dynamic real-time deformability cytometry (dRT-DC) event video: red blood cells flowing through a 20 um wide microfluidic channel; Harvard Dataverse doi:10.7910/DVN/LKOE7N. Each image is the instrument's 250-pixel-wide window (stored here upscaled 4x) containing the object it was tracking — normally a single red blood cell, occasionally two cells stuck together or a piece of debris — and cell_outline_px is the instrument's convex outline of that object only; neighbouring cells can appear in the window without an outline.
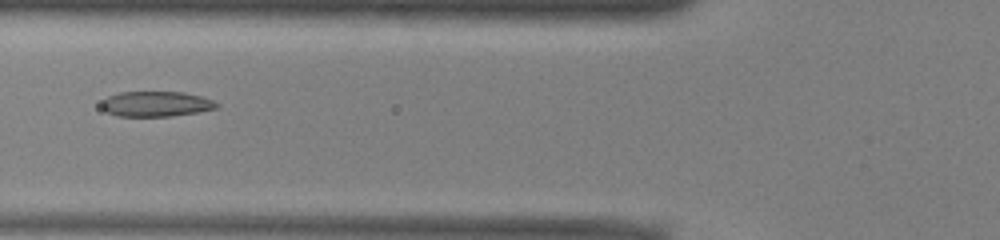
{"species": "common noctule bat (a hibernating species)", "species_latin": "Nyctalus noctula", "temperature_condition": "warm", "stored_images_in_passage": 36, "camera_frame_rate_fps": 3000, "um_per_image_px": 0.085, "animal": {"sex": "male", "body_mass_g": 13.0, "forearm_length_mm": 53.1}, "frame": {"image": 1, "passage_image": 4, "time_ms": 1.0, "image_size_px": [1000, 240], "cell_outline_px": [[220, 104], [216, 108], [196, 112], [172, 116], [116, 116], [108, 112], [100, 104], [108, 96], [120, 92], [184, 92], [200, 96], [212, 100]], "centroid_in_image_um": [13.27, 8.83], "position_along_channel_um": 112.5, "area_um2": 16.76}}
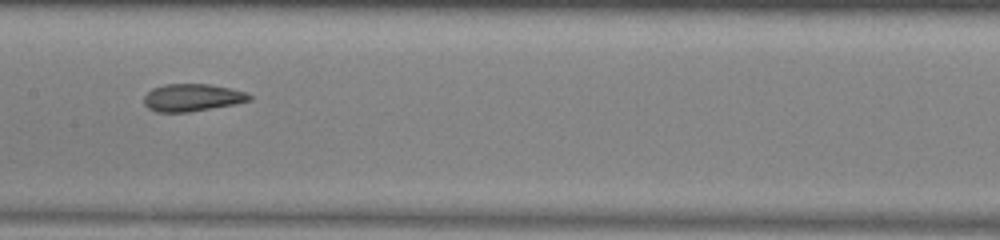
{"frame": {"image": 2, "passage_image": 10, "time_ms": 3.0, "image_size_px": [1000, 240], "cell_outline_px": [[252, 100], [236, 104], [188, 112], [156, 112], [148, 108], [144, 104], [144, 96], [152, 88], [164, 84], [208, 84], [228, 88], [244, 92], [252, 96]], "centroid_in_image_um": [16.32, 8.3], "position_along_channel_um": 191.1, "area_um2": 16.82}}
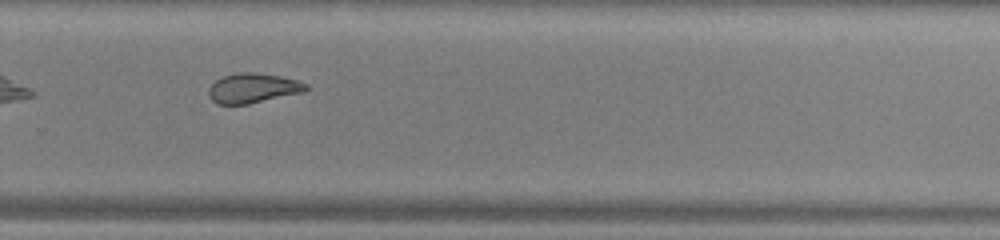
{"frame": {"image": 3, "passage_image": 19, "time_ms": 6.0, "image_size_px": [1000, 240], "cell_outline_px": [[308, 88], [304, 92], [248, 104], [216, 104], [208, 96], [208, 88], [216, 80], [224, 76], [240, 72], [252, 72], [280, 76], [296, 80], [308, 84]], "centroid_in_image_um": [21.49, 7.5], "position_along_channel_um": 308.3, "area_um2": 16.82}}